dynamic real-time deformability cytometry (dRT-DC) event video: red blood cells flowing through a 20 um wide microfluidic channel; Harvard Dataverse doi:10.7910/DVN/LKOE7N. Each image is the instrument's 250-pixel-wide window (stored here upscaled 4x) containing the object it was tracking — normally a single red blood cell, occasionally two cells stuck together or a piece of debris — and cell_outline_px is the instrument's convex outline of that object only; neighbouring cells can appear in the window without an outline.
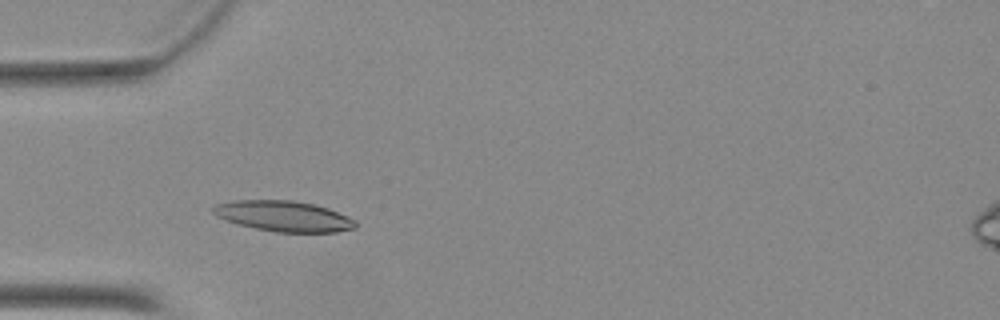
{"species": "Egyptian fruit bat (a non-hibernating species)", "species_latin": "Rousettus aegyptiacus", "temperature_condition": "warm", "stored_images_in_passage": 46, "camera_frame_rate_fps": 3000, "um_per_image_px": 0.085, "animal": {"sex": "female"}, "frame": {"image": 1, "passage_image": 11, "time_ms": 3.333, "image_size_px": [1000, 320], "cell_outline_px": [[356, 228], [336, 232], [276, 232], [236, 224], [224, 220], [216, 216], [212, 212], [212, 204], [232, 200], [292, 200], [312, 204], [328, 208], [348, 216], [356, 220]], "centroid_in_image_um": [24.07, 18.37], "position_along_channel_um": 60.9, "area_um2": 25.61}}
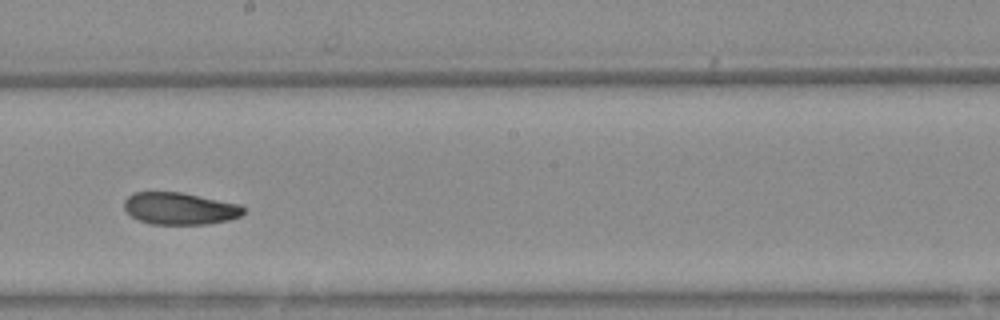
{"frame": {"image": 2, "passage_image": 24, "time_ms": 7.667, "image_size_px": [1000, 320], "cell_outline_px": [[244, 212], [240, 216], [228, 220], [208, 224], [152, 224], [140, 220], [132, 216], [124, 208], [124, 200], [132, 192], [180, 192], [240, 204], [244, 208]], "centroid_in_image_um": [15.28, 17.72], "position_along_channel_um": 232.9, "area_um2": 22.2}}
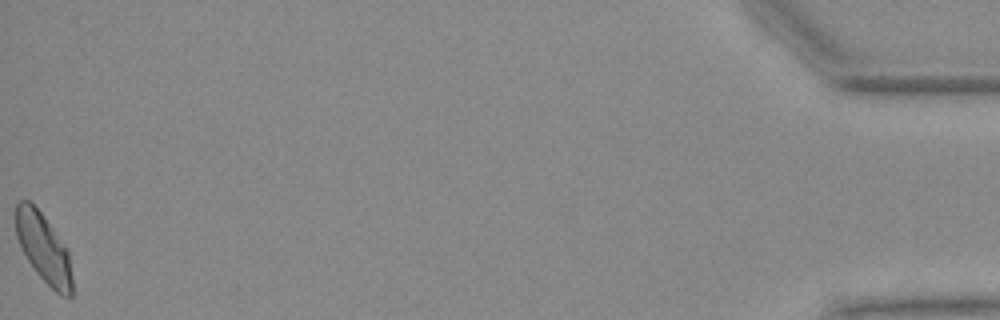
{"frame": {"image": 3, "passage_image": 46, "time_ms": 15.0, "image_size_px": [1000, 320], "cell_outline_px": [[72, 296], [60, 296], [36, 272], [28, 260], [16, 236], [16, 204], [20, 200], [28, 200], [40, 212], [68, 248], [72, 276]], "centroid_in_image_um": [3.73, 21.1], "position_along_channel_um": 431.5, "area_um2": 22.43}}